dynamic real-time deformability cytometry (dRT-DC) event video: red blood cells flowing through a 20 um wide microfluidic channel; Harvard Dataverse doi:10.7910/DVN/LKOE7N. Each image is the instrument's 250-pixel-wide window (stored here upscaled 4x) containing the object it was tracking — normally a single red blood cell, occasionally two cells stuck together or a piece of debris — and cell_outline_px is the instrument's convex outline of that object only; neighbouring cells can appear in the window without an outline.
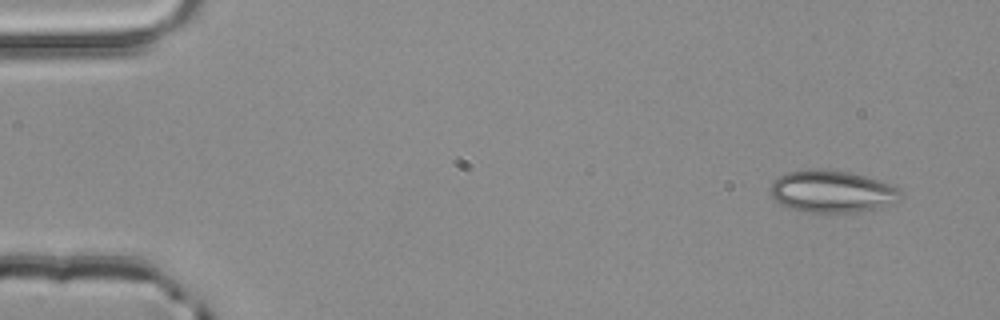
{"species": "common noctule bat (a hibernating species)", "species_latin": "Nyctalus noctula", "temperature_condition": "room temperature", "stored_images_in_passage": 3, "camera_frame_rate_fps": 3000, "um_per_image_px": 0.085, "animal": {"sex": "male", "body_mass_g": 20.4}, "frame": {"image": 1, "passage_image": 1, "time_ms": 0.0, "image_size_px": [1000, 320], "cell_outline_px": [[900, 192], [896, 200], [872, 208], [852, 212], [800, 212], [788, 208], [780, 204], [768, 192], [772, 180], [788, 172], [812, 168], [824, 168], [848, 172], [864, 176], [900, 188]], "centroid_in_image_um": [70.58, 16.25], "position_along_channel_um": 14.4, "area_um2": 31.62}}